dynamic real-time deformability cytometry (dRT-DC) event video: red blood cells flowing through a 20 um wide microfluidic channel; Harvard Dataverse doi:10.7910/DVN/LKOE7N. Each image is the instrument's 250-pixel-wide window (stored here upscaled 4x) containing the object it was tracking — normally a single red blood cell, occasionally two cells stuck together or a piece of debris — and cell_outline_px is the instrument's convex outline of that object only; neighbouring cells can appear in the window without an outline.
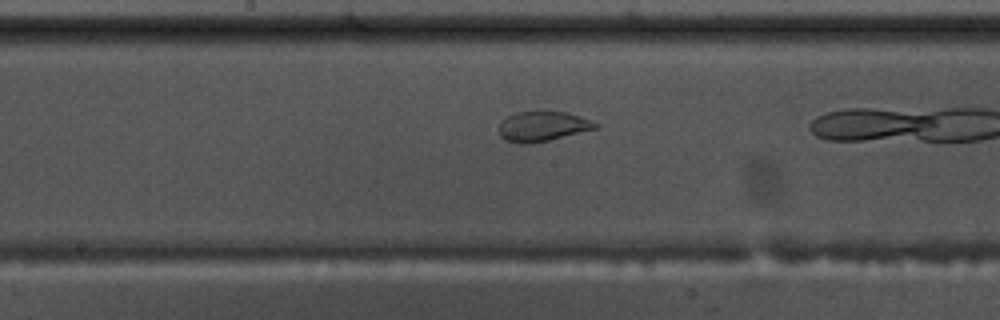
{"species": "common noctule bat (a hibernating species)", "species_latin": "Nyctalus noctula", "temperature_condition": "warm", "stored_images_in_passage": 10, "camera_frame_rate_fps": 3000, "um_per_image_px": 0.085, "animal": {"sex": "male", "body_mass_g": 17.5, "forearm_length_mm": 52.3}, "frame": {"image": 1, "passage_image": 9, "time_ms": 2.667, "image_size_px": [1000, 320], "cell_outline_px": [[600, 128], [548, 140], [528, 144], [520, 144], [504, 140], [500, 136], [500, 124], [508, 116], [516, 112], [564, 112], [592, 120], [600, 124]], "centroid_in_image_um": [46.16, 10.75], "position_along_channel_um": 202.0, "area_um2": 16.7}}